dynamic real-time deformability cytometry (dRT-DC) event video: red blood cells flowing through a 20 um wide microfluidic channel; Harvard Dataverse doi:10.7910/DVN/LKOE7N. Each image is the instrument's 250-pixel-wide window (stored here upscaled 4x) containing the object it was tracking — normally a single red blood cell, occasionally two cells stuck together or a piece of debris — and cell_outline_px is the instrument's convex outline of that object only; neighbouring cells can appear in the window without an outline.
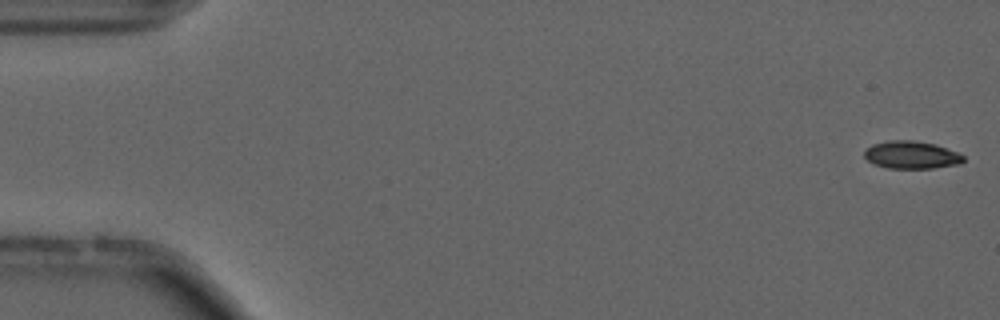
{"species": "common noctule bat (a hibernating species)", "species_latin": "Nyctalus noctula", "temperature_condition": "cold", "stored_images_in_passage": 55, "camera_frame_rate_fps": 3000, "um_per_image_px": 0.085, "animal": {"sex": "male", "forearm_length_mm": 52.5}, "frame": {"image": 1, "passage_image": 1, "time_ms": 0.0, "image_size_px": [1000, 320], "cell_outline_px": [[964, 160], [960, 164], [932, 168], [888, 168], [872, 164], [864, 156], [864, 148], [872, 144], [888, 140], [912, 140], [936, 144], [956, 152], [964, 156]], "centroid_in_image_um": [77.43, 13.16], "position_along_channel_um": 7.6, "area_um2": 16.07}}
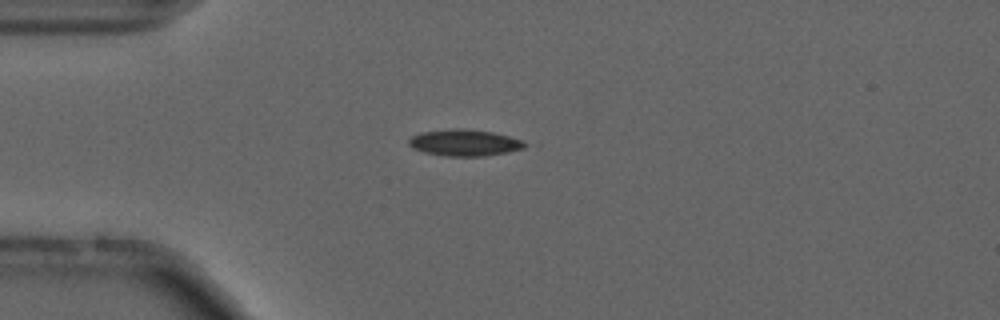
{"frame": {"image": 2, "passage_image": 14, "time_ms": 4.333, "image_size_px": [1000, 320], "cell_outline_px": [[540, 144], [508, 152], [484, 156], [444, 156], [424, 152], [412, 148], [408, 144], [408, 140], [412, 136], [420, 132], [452, 128], [464, 128], [492, 132]], "centroid_in_image_um": [39.59, 12.13], "position_along_channel_um": 45.4, "area_um2": 18.44}, "authors_computed_cell_mechanics": {"area_um2": 16.2996, "velocity_mm_per_s": 3.7278, "shape_relaxation_time_tau1_ms": null, "shape_relaxation_time_tau2_ms": 4.0821, "deformation_change_tau1": null, "deformation_change_tau2": 0.1262}}